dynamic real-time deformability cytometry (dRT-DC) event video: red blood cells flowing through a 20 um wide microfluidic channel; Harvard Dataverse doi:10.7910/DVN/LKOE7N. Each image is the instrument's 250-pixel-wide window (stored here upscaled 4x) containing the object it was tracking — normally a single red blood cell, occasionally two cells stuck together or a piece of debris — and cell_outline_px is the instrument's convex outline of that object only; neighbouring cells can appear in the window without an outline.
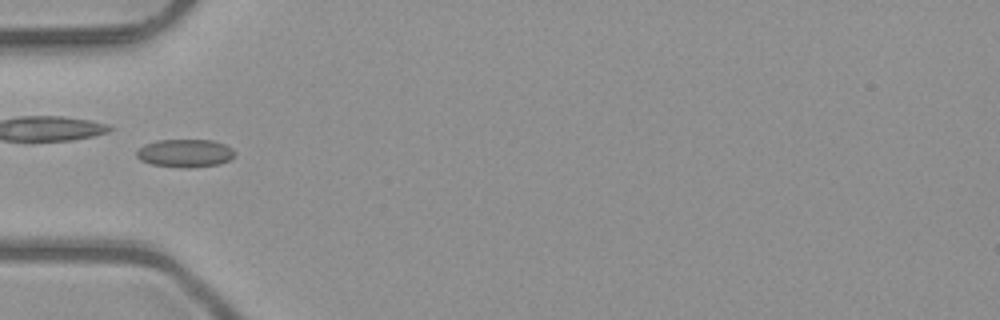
{"species": "common noctule bat (a hibernating species)", "species_latin": "Nyctalus noctula", "temperature_condition": "room temperature", "stored_images_in_passage": 3, "camera_frame_rate_fps": 3000, "um_per_image_px": 0.085, "animal": {"sex": "male", "body_mass_g": 23.1, "forearm_length_mm": 52.7}, "frame": {"image": 1, "passage_image": 3, "time_ms": 0.667, "image_size_px": [1000, 320], "cell_outline_px": [[236, 152], [228, 160], [220, 164], [188, 168], [180, 168], [152, 164], [140, 160], [136, 156], [136, 152], [144, 144], [156, 140], [212, 140], [224, 144], [232, 148]], "centroid_in_image_um": [15.72, 13.02], "position_along_channel_um": 69.3, "area_um2": 16.07}}